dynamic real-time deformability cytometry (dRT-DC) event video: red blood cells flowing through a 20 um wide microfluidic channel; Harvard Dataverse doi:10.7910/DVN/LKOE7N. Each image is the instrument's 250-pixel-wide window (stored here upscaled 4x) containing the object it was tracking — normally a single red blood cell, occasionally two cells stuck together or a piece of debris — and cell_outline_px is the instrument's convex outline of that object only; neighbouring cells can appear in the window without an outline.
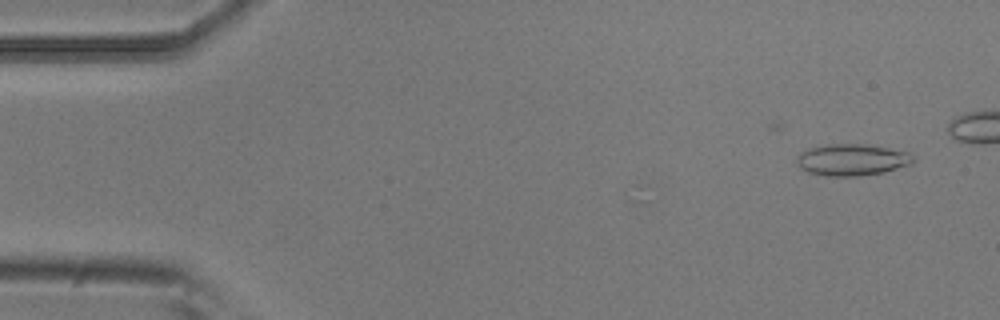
{"species": "common noctule bat (a hibernating species)", "species_latin": "Nyctalus noctula", "temperature_condition": "room temperature", "stored_images_in_passage": 2, "camera_frame_rate_fps": 3000, "um_per_image_px": 0.085, "animal": {"sex": "male", "body_mass_g": 20.5, "forearm_length_mm": 52.5}, "frame": {"image": 1, "passage_image": 2, "time_ms": 0.333, "image_size_px": [1000, 320], "cell_outline_px": [[912, 160], [908, 164], [884, 172], [860, 176], [824, 176], [808, 172], [800, 168], [796, 160], [796, 156], [800, 152], [808, 148], [828, 144], [860, 144], [888, 148], [908, 152], [912, 156]], "centroid_in_image_um": [72.33, 13.58], "position_along_channel_um": 12.7, "area_um2": 21.27}}